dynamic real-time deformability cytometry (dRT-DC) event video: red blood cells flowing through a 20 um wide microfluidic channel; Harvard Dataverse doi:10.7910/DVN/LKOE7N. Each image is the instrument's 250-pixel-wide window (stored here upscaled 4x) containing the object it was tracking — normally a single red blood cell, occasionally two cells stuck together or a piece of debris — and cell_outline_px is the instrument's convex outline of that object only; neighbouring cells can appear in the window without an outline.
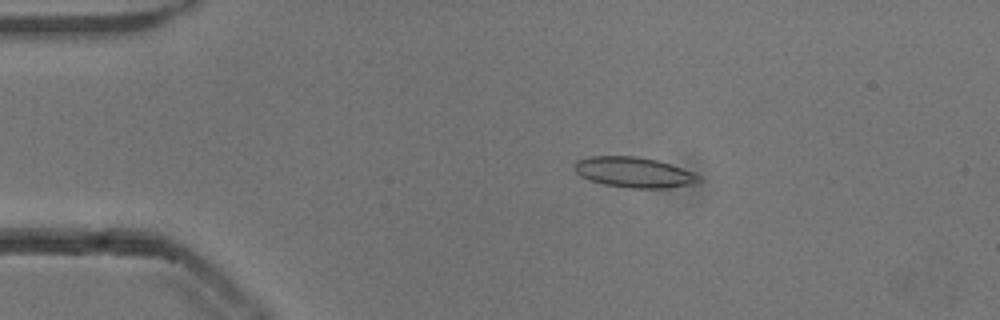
{"species": "common noctule bat (a hibernating species)", "species_latin": "Nyctalus noctula", "temperature_condition": "cold", "stored_images_in_passage": 53, "camera_frame_rate_fps": 3000, "um_per_image_px": 0.085, "animal": {"sex": "male", "body_mass_g": 13.3}, "frame": {"image": 1, "passage_image": 10, "time_ms": 3.0, "image_size_px": [1000, 320], "cell_outline_px": [[700, 180], [692, 184], [660, 188], [632, 188], [604, 184], [580, 176], [572, 168], [572, 164], [576, 160], [588, 156], [636, 156], [656, 160], [692, 172], [700, 176]], "centroid_in_image_um": [53.8, 14.63], "position_along_channel_um": 31.2, "area_um2": 21.79}}
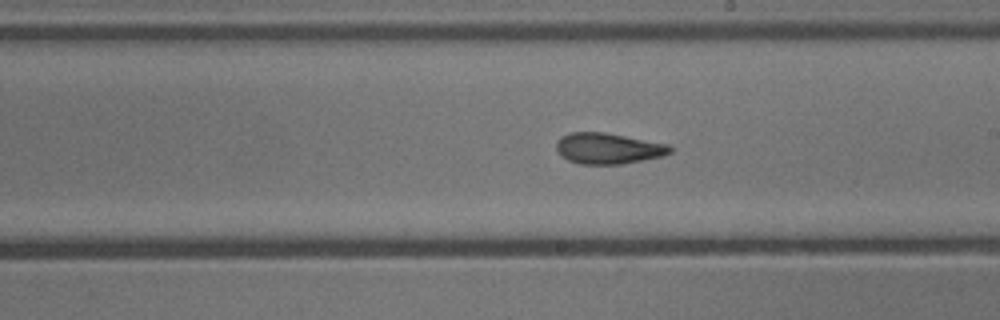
{"frame": {"image": 2, "passage_image": 30, "time_ms": 9.667, "image_size_px": [1000, 320], "cell_outline_px": [[672, 152], [664, 156], [620, 164], [580, 164], [568, 160], [556, 148], [556, 140], [560, 136], [572, 132], [604, 132], [668, 144], [672, 148]], "centroid_in_image_um": [51.7, 12.61], "position_along_channel_um": 237.3, "area_um2": 20.4}}
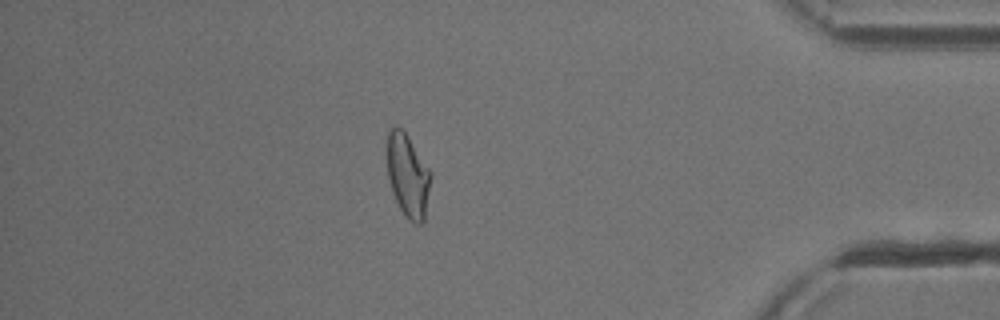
{"frame": {"image": 3, "passage_image": 46, "time_ms": 15.0, "image_size_px": [1000, 320], "cell_outline_px": [[432, 176], [424, 220], [420, 224], [416, 224], [408, 220], [400, 208], [392, 192], [388, 176], [388, 132], [396, 124], [408, 136], [432, 172]], "centroid_in_image_um": [34.69, 14.94], "position_along_channel_um": 400.5, "area_um2": 21.04}, "authors_computed_cell_mechanics": {"area_um2": 21.0392, "velocity_mm_per_s": 3.8411, "shape_relaxation_time_tau1_ms": 3.9999, "shape_relaxation_time_tau2_ms": 1.7072, "deformation_change_tau1": 0.1524, "deformation_change_tau2": 0.0945}}